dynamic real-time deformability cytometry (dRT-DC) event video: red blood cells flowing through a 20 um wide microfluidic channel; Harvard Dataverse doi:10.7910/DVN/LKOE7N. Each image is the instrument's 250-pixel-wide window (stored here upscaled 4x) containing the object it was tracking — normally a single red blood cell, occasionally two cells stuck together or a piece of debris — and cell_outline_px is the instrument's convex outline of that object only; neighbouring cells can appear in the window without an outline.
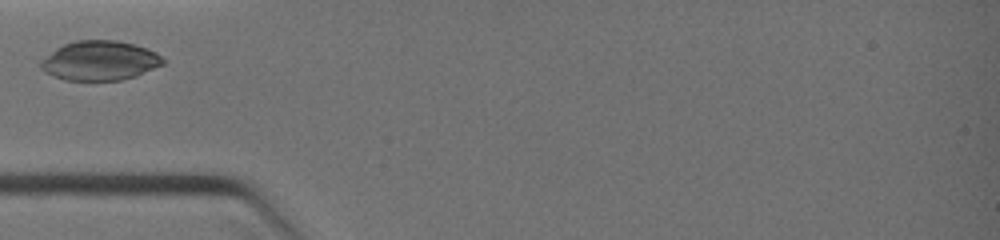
{"species": "common noctule bat (a hibernating species)", "species_latin": "Nyctalus noctula", "temperature_condition": "warm", "stored_images_in_passage": 18, "camera_frame_rate_fps": 3000, "um_per_image_px": 0.085, "animal": {"sex": "female", "body_mass_g": 19.0, "forearm_length_mm": 51.5}, "frame": {"image": 1, "passage_image": 1, "time_ms": 0.0, "image_size_px": [1000, 240], "cell_outline_px": [[164, 64], [136, 76], [120, 80], [64, 80], [44, 72], [40, 68], [40, 60], [56, 48], [64, 44], [76, 40], [116, 40], [132, 44], [156, 52], [164, 60]], "centroid_in_image_um": [8.45, 5.16], "position_along_channel_um": 76.6, "area_um2": 28.03}}
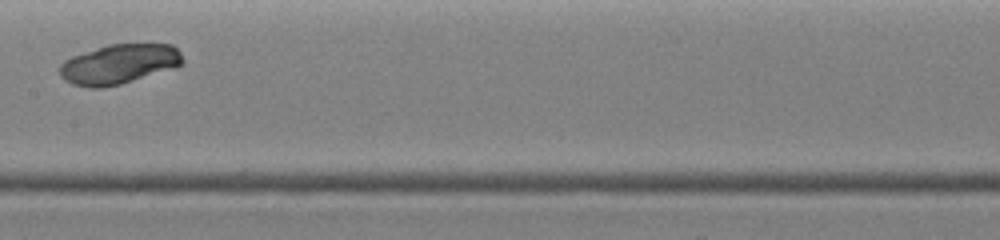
{"frame": {"image": 2, "passage_image": 7, "time_ms": 2.333, "image_size_px": [1000, 240], "cell_outline_px": [[184, 64], [176, 68], [120, 84], [100, 88], [92, 88], [72, 84], [64, 80], [60, 76], [60, 64], [64, 60], [72, 56], [108, 44], [148, 40], [172, 44], [180, 52], [184, 60]], "centroid_in_image_um": [10.2, 5.39], "position_along_channel_um": 197.2, "area_um2": 29.54}}
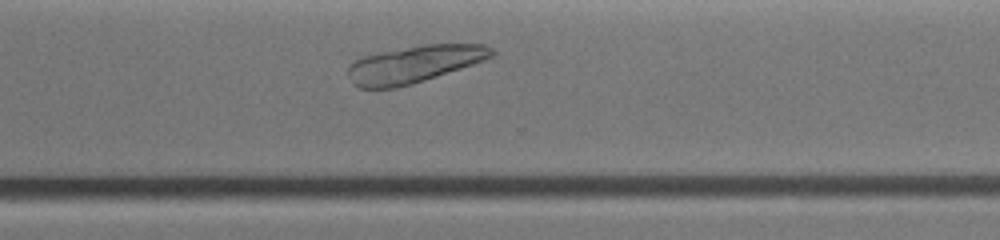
{"frame": {"image": 3, "passage_image": 14, "time_ms": 5.0, "image_size_px": [1000, 240], "cell_outline_px": [[496, 52], [492, 56], [484, 60], [412, 84], [396, 88], [356, 88], [352, 84], [348, 76], [348, 64], [360, 56], [376, 52], [424, 44], [484, 44], [492, 48]], "centroid_in_image_um": [35.13, 5.45], "position_along_channel_um": 335.5, "area_um2": 31.27}}